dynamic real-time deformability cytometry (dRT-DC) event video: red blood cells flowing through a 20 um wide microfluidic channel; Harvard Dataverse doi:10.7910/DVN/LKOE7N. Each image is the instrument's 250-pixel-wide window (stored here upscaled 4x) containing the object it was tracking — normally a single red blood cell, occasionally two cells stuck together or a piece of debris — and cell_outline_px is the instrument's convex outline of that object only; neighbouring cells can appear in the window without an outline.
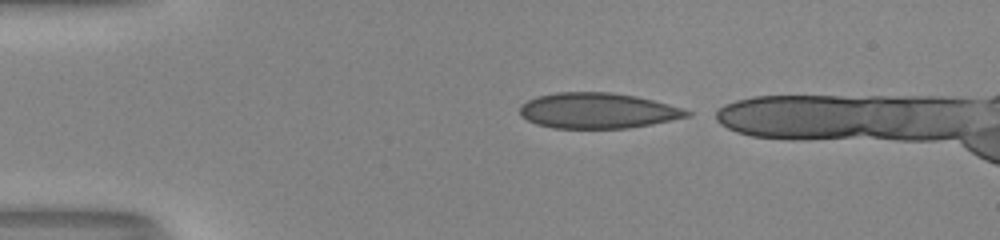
{"species": "human", "species_latin": "Homo sapiens", "temperature_condition": "room temperature", "stored_images_in_passage": 38, "camera_frame_rate_fps": 3000, "um_per_image_px": 0.085, "donor": {"sex": "male"}, "frame": {"image": 1, "passage_image": 1, "time_ms": 0.0, "image_size_px": [1000, 240], "cell_outline_px": [[692, 116], [652, 124], [628, 128], [552, 128], [536, 124], [520, 116], [520, 104], [536, 96], [556, 92], [612, 92], [636, 96], [668, 104], [692, 112]], "centroid_in_image_um": [50.78, 9.4], "position_along_channel_um": 34.2, "area_um2": 34.74}}
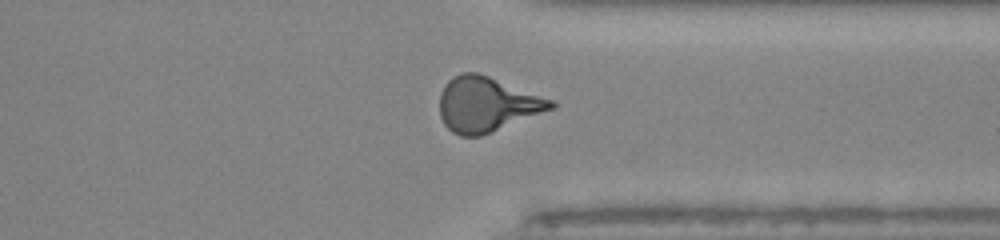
{"frame": {"image": 2, "passage_image": 30, "time_ms": 9.667, "image_size_px": [1000, 240], "cell_outline_px": [[556, 108], [480, 136], [460, 136], [452, 132], [444, 124], [440, 116], [440, 92], [448, 80], [452, 76], [460, 72], [476, 72], [488, 76], [556, 100]], "centroid_in_image_um": [41.4, 8.86], "position_along_channel_um": 370.0, "area_um2": 35.78}}
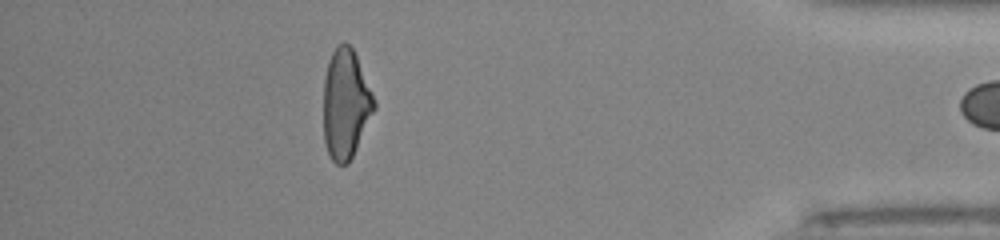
{"frame": {"image": 3, "passage_image": 36, "time_ms": 11.667, "image_size_px": [1000, 240], "cell_outline_px": [[376, 108], [348, 164], [336, 164], [328, 156], [324, 144], [324, 76], [328, 60], [336, 44], [344, 40], [352, 48], [356, 56], [376, 100]], "centroid_in_image_um": [29.37, 8.83], "position_along_channel_um": 405.8, "area_um2": 32.6}, "authors_computed_cell_mechanics": {"area_um2": 34.2465, "velocity_mm_per_s": 4.0428, "shape_relaxation_time_tau1_ms": 9.4921, "shape_relaxation_time_tau2_ms": 0.8755, "deformation_change_tau1": 0.2566, "deformation_change_tau2": 0.0825}}